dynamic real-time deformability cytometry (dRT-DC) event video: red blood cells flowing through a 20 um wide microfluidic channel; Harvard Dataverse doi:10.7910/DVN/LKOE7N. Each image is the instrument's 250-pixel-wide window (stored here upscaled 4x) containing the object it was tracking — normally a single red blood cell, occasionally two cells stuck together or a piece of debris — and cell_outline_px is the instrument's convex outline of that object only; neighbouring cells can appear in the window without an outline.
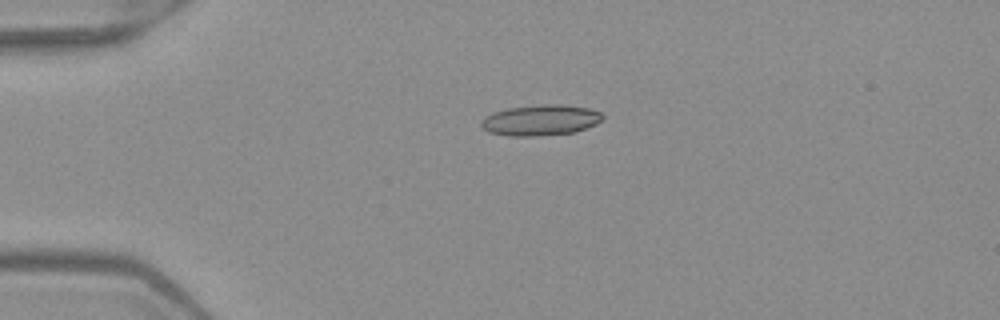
{"species": "Egyptian fruit bat (a non-hibernating species)", "species_latin": "Rousettus aegyptiacus", "temperature_condition": "warm", "stored_images_in_passage": 6, "camera_frame_rate_fps": 3000, "um_per_image_px": 0.085, "frame": {"image": 1, "passage_image": 4, "time_ms": 1.0, "image_size_px": [1000, 320], "cell_outline_px": [[604, 116], [596, 124], [572, 132], [536, 136], [508, 136], [488, 132], [480, 124], [480, 120], [484, 116], [492, 112], [508, 108], [540, 104], [560, 104], [588, 108], [600, 112]], "centroid_in_image_um": [45.89, 10.2], "position_along_channel_um": 39.1, "area_um2": 21.73}}
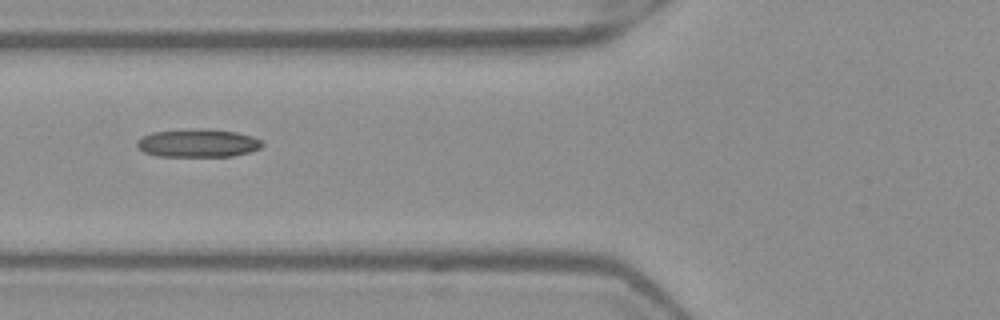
{"frame": {"image": 2, "passage_image": 6, "time_ms": 1.667, "image_size_px": [1000, 320], "cell_outline_px": [[264, 144], [260, 148], [248, 152], [232, 156], [156, 156], [144, 152], [136, 144], [136, 140], [140, 136], [152, 132], [200, 128], [204, 128], [236, 132], [252, 136], [260, 140]], "centroid_in_image_um": [16.79, 12.15], "position_along_channel_um": 109.0, "area_um2": 20.58}}